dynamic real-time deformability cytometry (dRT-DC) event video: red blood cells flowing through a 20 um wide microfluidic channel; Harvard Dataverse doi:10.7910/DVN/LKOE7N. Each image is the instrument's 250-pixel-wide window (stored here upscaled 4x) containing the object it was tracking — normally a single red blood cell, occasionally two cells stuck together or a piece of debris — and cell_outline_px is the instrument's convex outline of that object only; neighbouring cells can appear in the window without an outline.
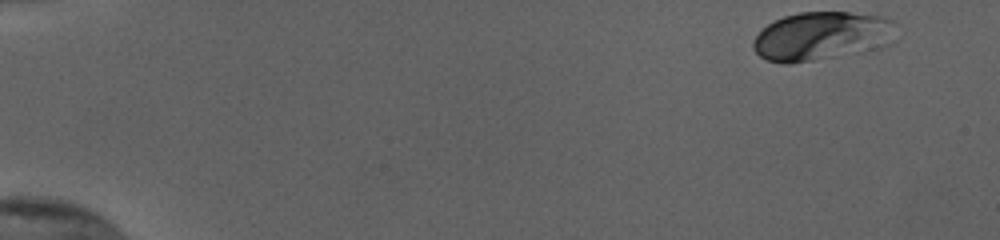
{"species": "human", "species_latin": "Homo sapiens", "temperature_condition": "cold", "stored_images_in_passage": 45, "camera_frame_rate_fps": 3000, "um_per_image_px": 0.085, "donor": {"sex": "female"}, "frame": {"image": 1, "passage_image": 1, "time_ms": 0.0, "image_size_px": [1000, 240], "cell_outline_px": [[896, 20], [872, 48], [864, 52], [788, 64], [784, 64], [768, 60], [760, 56], [752, 48], [752, 40], [768, 24], [784, 16], [800, 12], [848, 12], [884, 16]], "centroid_in_image_um": [69.64, 3.05], "position_along_channel_um": 15.4, "area_um2": 39.02}}
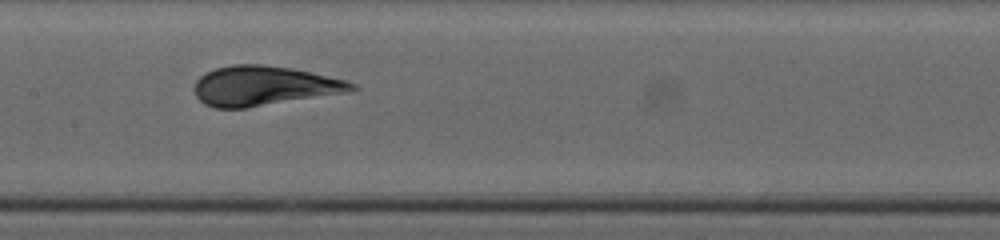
{"frame": {"image": 2, "passage_image": 26, "time_ms": 8.333, "image_size_px": [1000, 240], "cell_outline_px": [[360, 88], [352, 92], [244, 108], [212, 108], [204, 104], [196, 96], [192, 88], [196, 80], [200, 76], [216, 68], [232, 64], [264, 64], [292, 68], [348, 80], [356, 84]], "centroid_in_image_um": [22.47, 7.3], "position_along_channel_um": 184.9, "area_um2": 36.82}}
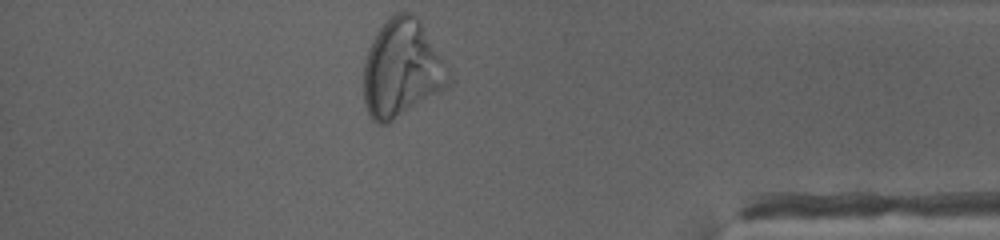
{"frame": {"image": 3, "passage_image": 45, "time_ms": 14.667, "image_size_px": [1000, 240], "cell_outline_px": [[452, 80], [444, 88], [388, 124], [380, 124], [372, 120], [364, 104], [364, 60], [368, 48], [376, 32], [388, 16], [396, 12], [412, 12], [416, 16], [452, 76]], "centroid_in_image_um": [34.11, 5.84], "position_along_channel_um": 401.1, "area_um2": 47.92}, "authors_computed_cell_mechanics": {"area_um2": 36.125, "velocity_mm_per_s": 3.8183, "shape_relaxation_time_tau1_ms": 3.0511, "shape_relaxation_time_tau2_ms": null, "deformation_change_tau1": 0.1367, "deformation_change_tau2": null}}